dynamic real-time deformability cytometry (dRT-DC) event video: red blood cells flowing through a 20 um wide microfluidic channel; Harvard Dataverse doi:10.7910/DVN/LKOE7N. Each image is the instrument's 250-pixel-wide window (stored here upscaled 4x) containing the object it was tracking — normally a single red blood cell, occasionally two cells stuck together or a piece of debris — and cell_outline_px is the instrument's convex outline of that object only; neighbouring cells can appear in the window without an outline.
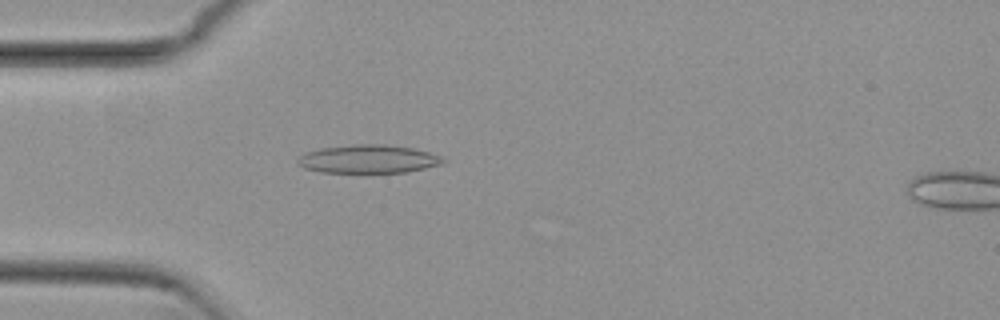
{"species": "common noctule bat (a hibernating species)", "species_latin": "Nyctalus noctula", "temperature_condition": "cold", "stored_images_in_passage": 53, "camera_frame_rate_fps": 3000, "um_per_image_px": 0.085, "animal": {"sex": "female", "body_mass_g": 29.2, "forearm_length_mm": 56.3}, "frame": {"image": 1, "passage_image": 15, "time_ms": 4.667, "image_size_px": [1000, 320], "cell_outline_px": [[448, 160], [444, 164], [408, 172], [320, 172], [304, 168], [296, 164], [296, 160], [304, 152], [320, 148], [356, 144], [384, 144], [412, 148], [428, 152], [440, 156]], "centroid_in_image_um": [31.3, 13.52], "position_along_channel_um": 53.7, "area_um2": 24.16}}
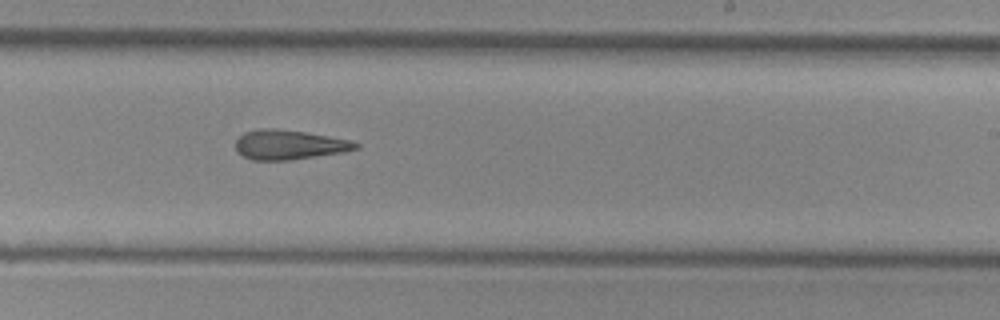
{"frame": {"image": 2, "passage_image": 32, "time_ms": 10.333, "image_size_px": [1000, 320], "cell_outline_px": [[360, 148], [344, 152], [292, 160], [252, 160], [236, 152], [236, 140], [244, 132], [260, 128], [276, 128], [304, 132], [352, 140], [360, 144]], "centroid_in_image_um": [24.59, 12.3], "position_along_channel_um": 264.4, "area_um2": 20.87}}
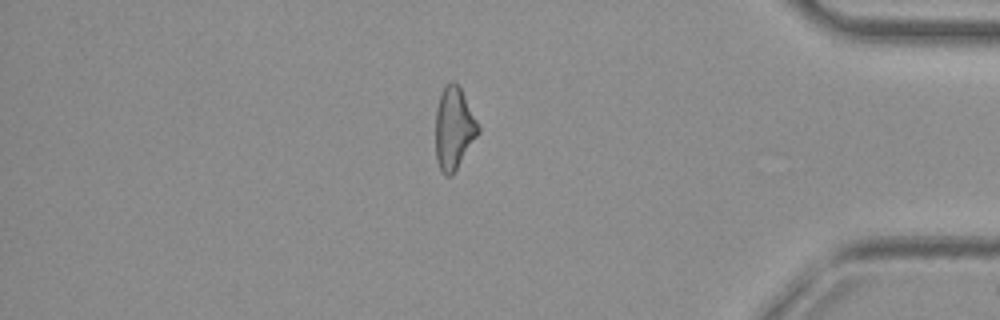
{"frame": {"image": 3, "passage_image": 45, "time_ms": 14.667, "image_size_px": [1000, 320], "cell_outline_px": [[480, 132], [452, 176], [448, 176], [440, 168], [436, 160], [436, 108], [440, 96], [448, 80], [456, 80], [480, 128]], "centroid_in_image_um": [38.58, 10.89], "position_along_channel_um": 396.6, "area_um2": 20.23}, "authors_computed_cell_mechanics": {"area_um2": 21.6172, "velocity_mm_per_s": 3.8444, "shape_relaxation_time_tau1_ms": null, "shape_relaxation_time_tau2_ms": 6.3303, "deformation_change_tau1": null, "deformation_change_tau2": 0.2044}}